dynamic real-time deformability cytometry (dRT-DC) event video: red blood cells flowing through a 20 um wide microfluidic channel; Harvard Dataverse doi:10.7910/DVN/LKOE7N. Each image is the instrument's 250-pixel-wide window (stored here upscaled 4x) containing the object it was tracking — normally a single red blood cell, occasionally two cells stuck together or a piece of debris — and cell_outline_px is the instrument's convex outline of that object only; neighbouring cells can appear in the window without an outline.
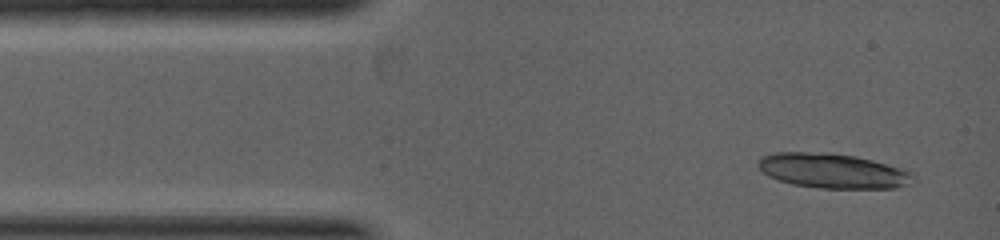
{"species": "common noctule bat (a hibernating species)", "species_latin": "Nyctalus noctula", "temperature_condition": "warm", "stored_images_in_passage": 1, "camera_frame_rate_fps": 5000, "um_per_image_px": 0.085, "animal": {"sex": "female", "body_mass_g": 19.0, "forearm_length_mm": 53.3}, "frame": {"image": 1, "passage_image": 1, "time_ms": 0.0, "image_size_px": [1000, 240], "cell_outline_px": [[912, 176], [908, 184], [896, 188], [820, 188], [792, 184], [768, 176], [756, 164], [756, 160], [760, 156], [776, 152], [808, 152], [856, 156], [872, 160], [908, 172]], "centroid_in_image_um": [70.66, 14.52], "position_along_channel_um": 14.3, "area_um2": 30.75}}